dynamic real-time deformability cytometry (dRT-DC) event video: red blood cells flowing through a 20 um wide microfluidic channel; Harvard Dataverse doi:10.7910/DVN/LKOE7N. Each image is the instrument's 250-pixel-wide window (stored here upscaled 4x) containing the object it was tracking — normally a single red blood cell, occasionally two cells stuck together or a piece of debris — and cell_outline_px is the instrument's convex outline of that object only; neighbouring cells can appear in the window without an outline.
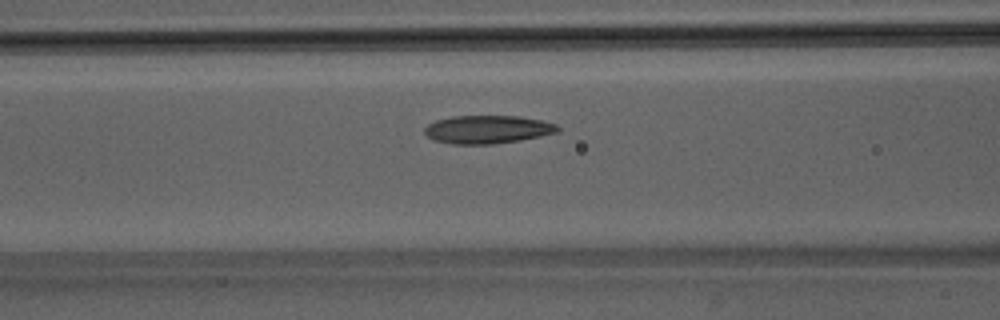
{"species": "Egyptian fruit bat (a non-hibernating species)", "species_latin": "Rousettus aegyptiacus", "temperature_condition": "room temperature", "stored_images_in_passage": 46, "camera_frame_rate_fps": 3000, "um_per_image_px": 0.085, "animal": {"sex": "male"}, "frame": {"image": 1, "passage_image": 16, "time_ms": 5.0, "image_size_px": [1000, 320], "cell_outline_px": [[560, 128], [556, 132], [540, 136], [520, 140], [492, 144], [448, 144], [432, 140], [424, 132], [424, 128], [428, 124], [436, 120], [452, 116], [520, 116], [540, 120], [556, 124]], "centroid_in_image_um": [41.39, 11.0], "position_along_channel_um": 125.2, "area_um2": 21.85}}
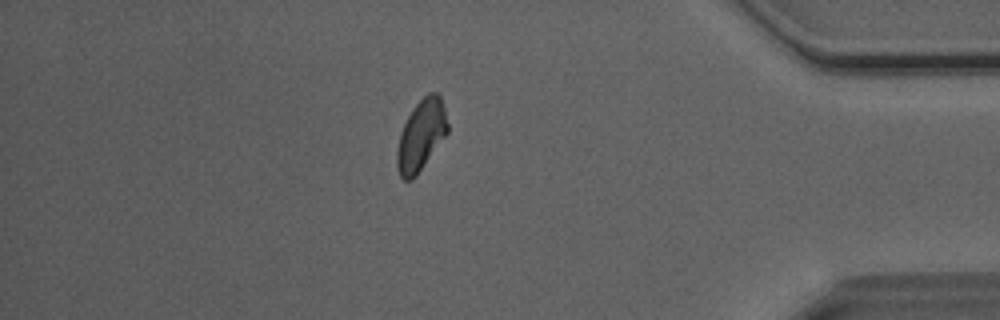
{"frame": {"image": 2, "passage_image": 39, "time_ms": 12.667, "image_size_px": [1000, 320], "cell_outline_px": [[448, 132], [416, 176], [412, 180], [404, 180], [400, 176], [396, 168], [396, 152], [400, 132], [412, 108], [428, 92], [440, 92], [448, 124]], "centroid_in_image_um": [35.78, 11.49], "position_along_channel_um": 399.4, "area_um2": 20.98}}
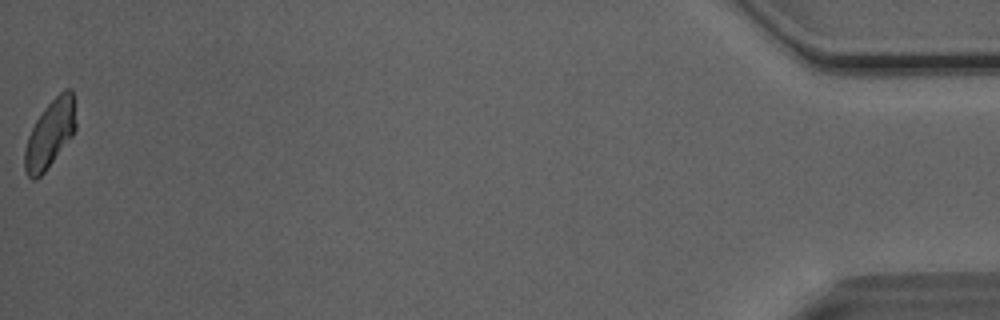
{"frame": {"image": 3, "passage_image": 46, "time_ms": 15.0, "image_size_px": [1000, 320], "cell_outline_px": [[76, 128], [72, 136], [44, 172], [36, 180], [32, 180], [24, 172], [24, 152], [28, 136], [36, 120], [44, 108], [64, 88], [72, 88], [76, 124]], "centroid_in_image_um": [4.24, 11.39], "position_along_channel_um": 431.0, "area_um2": 20.06}, "authors_computed_cell_mechanics": {"area_um2": 21.3282, "velocity_mm_per_s": 4.0409, "shape_relaxation_time_tau1_ms": 6.1522, "shape_relaxation_time_tau2_ms": 3.9206, "deformation_change_tau1": 0.1636, "deformation_change_tau2": 0.0997}}